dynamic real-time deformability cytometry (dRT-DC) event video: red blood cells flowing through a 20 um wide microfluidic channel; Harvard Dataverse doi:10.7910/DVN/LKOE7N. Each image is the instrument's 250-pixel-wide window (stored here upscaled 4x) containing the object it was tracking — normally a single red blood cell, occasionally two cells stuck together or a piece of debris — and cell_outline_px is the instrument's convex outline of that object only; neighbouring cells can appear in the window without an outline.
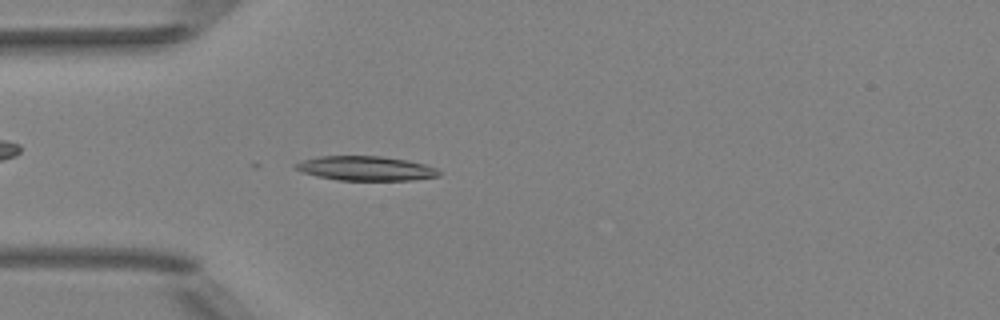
{"species": "Egyptian fruit bat (a non-hibernating species)", "species_latin": "Rousettus aegyptiacus", "temperature_condition": "room temperature", "stored_images_in_passage": 29, "camera_frame_rate_fps": 3000, "um_per_image_px": 0.085, "animal": {"sex": "female"}, "frame": {"image": 1, "passage_image": 13, "time_ms": 4.0, "image_size_px": [1000, 320], "cell_outline_px": [[440, 176], [412, 180], [336, 180], [316, 176], [304, 172], [296, 168], [292, 164], [304, 160], [320, 156], [380, 156], [404, 160], [424, 164], [436, 168], [440, 172]], "centroid_in_image_um": [31.09, 14.32], "position_along_channel_um": 53.9, "area_um2": 20.23}}
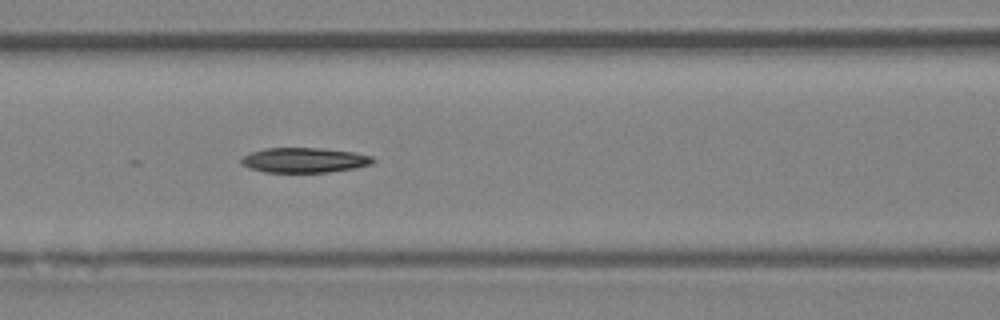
{"frame": {"image": 2, "passage_image": 20, "time_ms": 6.333, "image_size_px": [1000, 320], "cell_outline_px": [[376, 160], [372, 164], [356, 168], [328, 172], [264, 172], [248, 168], [240, 164], [240, 160], [244, 156], [252, 152], [264, 148], [320, 148], [352, 152], [372, 156]], "centroid_in_image_um": [25.86, 13.62], "position_along_channel_um": 140.7, "area_um2": 19.19}}
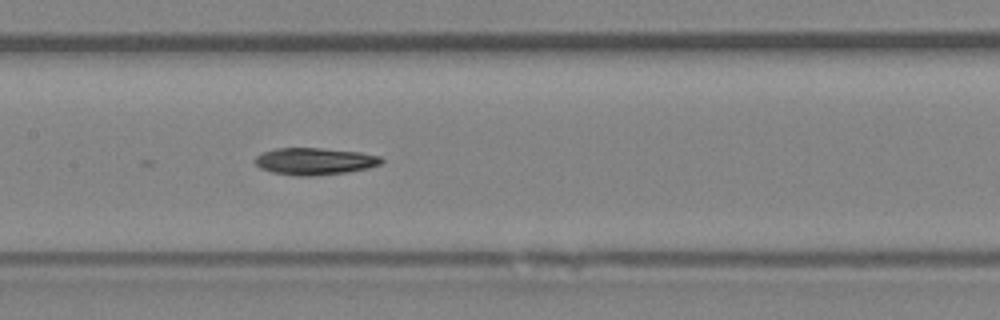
{"frame": {"image": 3, "passage_image": 23, "time_ms": 7.333, "image_size_px": [1000, 320], "cell_outline_px": [[384, 160], [380, 164], [368, 168], [348, 172], [312, 176], [296, 176], [272, 172], [260, 168], [252, 160], [256, 156], [264, 152], [276, 148], [320, 148], [360, 152], [380, 156]], "centroid_in_image_um": [26.73, 13.71], "position_along_channel_um": 180.7, "area_um2": 19.94}}